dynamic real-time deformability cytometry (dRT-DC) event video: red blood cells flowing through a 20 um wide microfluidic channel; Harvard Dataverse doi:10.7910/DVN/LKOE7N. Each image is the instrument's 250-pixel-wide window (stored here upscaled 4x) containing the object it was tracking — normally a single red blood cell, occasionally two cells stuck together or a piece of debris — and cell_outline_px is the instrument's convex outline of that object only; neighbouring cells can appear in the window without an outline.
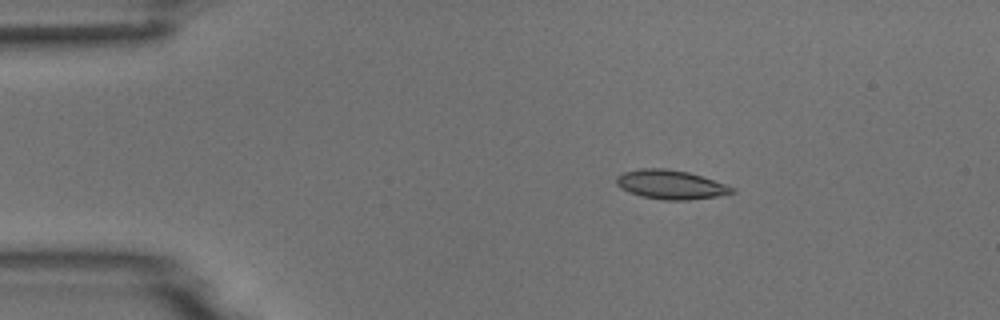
{"species": "common noctule bat (a hibernating species)", "species_latin": "Nyctalus noctula", "temperature_condition": "room temperature", "stored_images_in_passage": 3, "camera_frame_rate_fps": 3000, "um_per_image_px": 0.085, "animal": {"sex": "male", "body_mass_g": 18.8}, "frame": {"image": 1, "passage_image": 1, "time_ms": 0.0, "image_size_px": [1000, 320], "cell_outline_px": [[736, 192], [716, 196], [688, 200], [664, 200], [644, 196], [628, 192], [620, 188], [616, 184], [616, 176], [624, 172], [640, 168], [664, 168], [688, 172], [736, 188]], "centroid_in_image_um": [56.98, 15.69], "position_along_channel_um": 28.0, "area_um2": 19.42}}
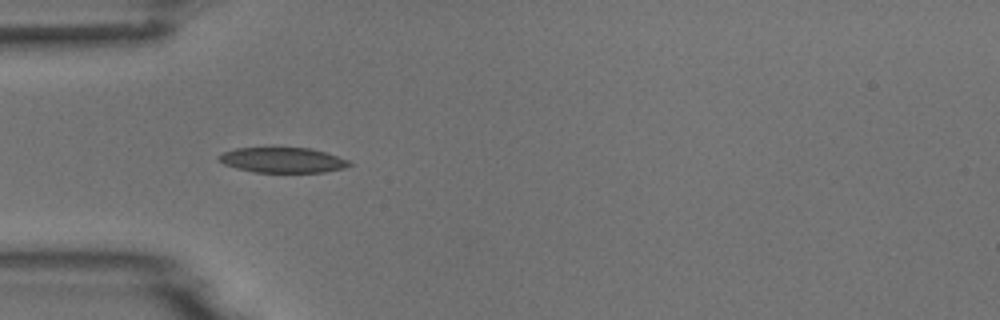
{"frame": {"image": 2, "passage_image": 3, "time_ms": 2.333, "image_size_px": [1000, 320], "cell_outline_px": [[352, 164], [344, 168], [324, 172], [256, 172], [236, 168], [224, 164], [216, 156], [224, 152], [236, 148], [312, 148], [348, 160]], "centroid_in_image_um": [24.01, 13.61], "position_along_channel_um": 61.0, "area_um2": 18.96}}